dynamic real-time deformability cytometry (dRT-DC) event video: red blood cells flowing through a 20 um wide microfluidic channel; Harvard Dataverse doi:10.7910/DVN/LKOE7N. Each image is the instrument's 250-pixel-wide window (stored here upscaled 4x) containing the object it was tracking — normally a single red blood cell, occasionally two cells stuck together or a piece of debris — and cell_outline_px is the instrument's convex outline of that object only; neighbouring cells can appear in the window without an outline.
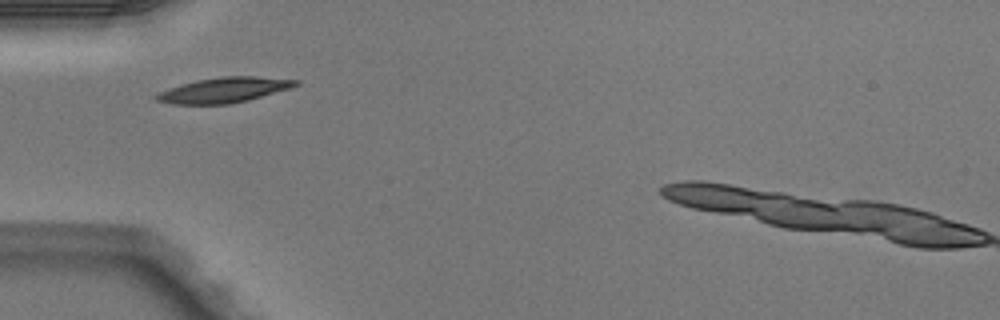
{"species": "Egyptian fruit bat (a non-hibernating species)", "species_latin": "Rousettus aegyptiacus", "temperature_condition": "warm", "stored_images_in_passage": 4, "camera_frame_rate_fps": 3000, "um_per_image_px": 0.085, "animal": {"sex": "male"}, "frame": {"image": 1, "passage_image": 1, "time_ms": 0.0, "image_size_px": [1000, 320], "cell_outline_px": [[300, 84], [288, 88], [248, 100], [228, 104], [172, 104], [156, 100], [152, 96], [160, 92], [180, 84], [196, 80], [220, 76], [256, 76], [300, 80]], "centroid_in_image_um": [19.01, 7.64], "position_along_channel_um": 66.0, "area_um2": 20.35}}
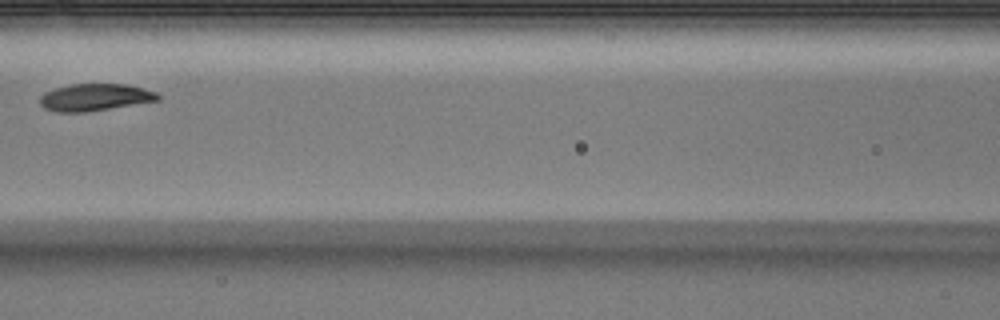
{"frame": {"image": 2, "passage_image": 3, "time_ms": 0.667, "image_size_px": [1000, 320], "cell_outline_px": [[160, 100], [88, 112], [56, 112], [44, 108], [40, 104], [40, 96], [44, 92], [56, 88], [72, 84], [124, 84], [144, 88], [156, 92], [160, 96]], "centroid_in_image_um": [8.07, 8.27], "position_along_channel_um": 158.5, "area_um2": 18.67}}
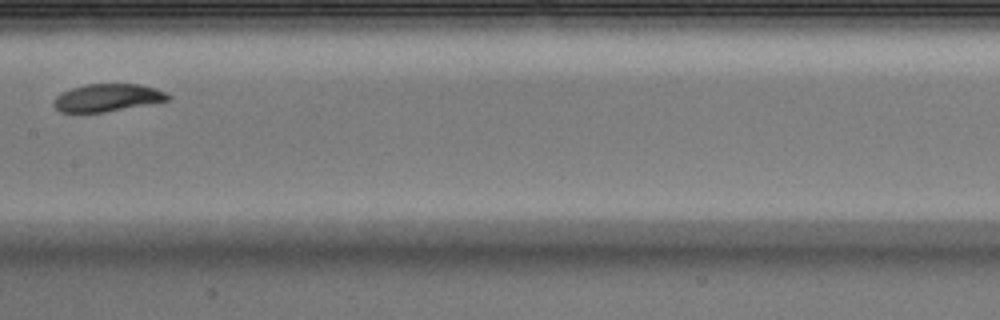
{"frame": {"image": 3, "passage_image": 4, "time_ms": 1.0, "image_size_px": [1000, 320], "cell_outline_px": [[172, 96], [168, 100], [104, 112], [60, 112], [52, 104], [56, 96], [72, 88], [84, 84], [140, 84], [156, 88], [168, 92]], "centroid_in_image_um": [9.15, 8.29], "position_along_channel_um": 198.3, "area_um2": 18.26}}